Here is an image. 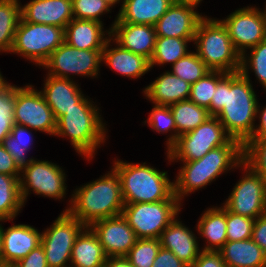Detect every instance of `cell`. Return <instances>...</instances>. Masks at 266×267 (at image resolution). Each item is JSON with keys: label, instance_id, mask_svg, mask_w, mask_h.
Returning a JSON list of instances; mask_svg holds the SVG:
<instances>
[{"label": "cell", "instance_id": "cell-1", "mask_svg": "<svg viewBox=\"0 0 266 267\" xmlns=\"http://www.w3.org/2000/svg\"><path fill=\"white\" fill-rule=\"evenodd\" d=\"M250 76L240 72L226 73L217 84L210 105L226 133L244 145L255 130L258 100Z\"/></svg>", "mask_w": 266, "mask_h": 267}, {"label": "cell", "instance_id": "cell-2", "mask_svg": "<svg viewBox=\"0 0 266 267\" xmlns=\"http://www.w3.org/2000/svg\"><path fill=\"white\" fill-rule=\"evenodd\" d=\"M67 212L85 226L93 222L122 214L124 201L119 173L112 168L99 179L86 183L73 191Z\"/></svg>", "mask_w": 266, "mask_h": 267}, {"label": "cell", "instance_id": "cell-3", "mask_svg": "<svg viewBox=\"0 0 266 267\" xmlns=\"http://www.w3.org/2000/svg\"><path fill=\"white\" fill-rule=\"evenodd\" d=\"M242 162L243 145L235 139L210 150L201 159L183 162L174 180V195L181 202L186 195L204 188L221 174L239 168Z\"/></svg>", "mask_w": 266, "mask_h": 267}, {"label": "cell", "instance_id": "cell-4", "mask_svg": "<svg viewBox=\"0 0 266 267\" xmlns=\"http://www.w3.org/2000/svg\"><path fill=\"white\" fill-rule=\"evenodd\" d=\"M84 97L77 108L66 111L56 120L55 136L69 138L78 154L90 161L106 140V123L100 117L99 107ZM106 129V130H105Z\"/></svg>", "mask_w": 266, "mask_h": 267}, {"label": "cell", "instance_id": "cell-5", "mask_svg": "<svg viewBox=\"0 0 266 267\" xmlns=\"http://www.w3.org/2000/svg\"><path fill=\"white\" fill-rule=\"evenodd\" d=\"M145 164L114 161L112 167L120 176L124 204L154 203L168 200L174 194V182L167 172Z\"/></svg>", "mask_w": 266, "mask_h": 267}, {"label": "cell", "instance_id": "cell-6", "mask_svg": "<svg viewBox=\"0 0 266 267\" xmlns=\"http://www.w3.org/2000/svg\"><path fill=\"white\" fill-rule=\"evenodd\" d=\"M193 42L198 57L211 71H240L241 55L220 20L204 16L197 25Z\"/></svg>", "mask_w": 266, "mask_h": 267}, {"label": "cell", "instance_id": "cell-7", "mask_svg": "<svg viewBox=\"0 0 266 267\" xmlns=\"http://www.w3.org/2000/svg\"><path fill=\"white\" fill-rule=\"evenodd\" d=\"M64 42L65 29L49 24L30 23L20 18L10 53L19 54L42 66Z\"/></svg>", "mask_w": 266, "mask_h": 267}, {"label": "cell", "instance_id": "cell-8", "mask_svg": "<svg viewBox=\"0 0 266 267\" xmlns=\"http://www.w3.org/2000/svg\"><path fill=\"white\" fill-rule=\"evenodd\" d=\"M180 211L181 203L173 194L168 200L154 203L125 204L122 215L138 239H159Z\"/></svg>", "mask_w": 266, "mask_h": 267}, {"label": "cell", "instance_id": "cell-9", "mask_svg": "<svg viewBox=\"0 0 266 267\" xmlns=\"http://www.w3.org/2000/svg\"><path fill=\"white\" fill-rule=\"evenodd\" d=\"M231 139L219 119L211 115L196 129L180 135L167 150V159L170 162L201 159L210 150L226 145Z\"/></svg>", "mask_w": 266, "mask_h": 267}, {"label": "cell", "instance_id": "cell-10", "mask_svg": "<svg viewBox=\"0 0 266 267\" xmlns=\"http://www.w3.org/2000/svg\"><path fill=\"white\" fill-rule=\"evenodd\" d=\"M19 178L20 194L23 203H26L29 192L44 197L63 199L66 196V174L64 170L48 160L35 158L21 169Z\"/></svg>", "mask_w": 266, "mask_h": 267}, {"label": "cell", "instance_id": "cell-11", "mask_svg": "<svg viewBox=\"0 0 266 267\" xmlns=\"http://www.w3.org/2000/svg\"><path fill=\"white\" fill-rule=\"evenodd\" d=\"M85 227L78 219L62 212L53 224L42 232L41 245L48 267H70L72 248Z\"/></svg>", "mask_w": 266, "mask_h": 267}, {"label": "cell", "instance_id": "cell-12", "mask_svg": "<svg viewBox=\"0 0 266 267\" xmlns=\"http://www.w3.org/2000/svg\"><path fill=\"white\" fill-rule=\"evenodd\" d=\"M103 50H80L69 46L66 42L61 44L42 65L49 71L47 75L57 78L71 79L80 75L98 78L102 63Z\"/></svg>", "mask_w": 266, "mask_h": 267}, {"label": "cell", "instance_id": "cell-13", "mask_svg": "<svg viewBox=\"0 0 266 267\" xmlns=\"http://www.w3.org/2000/svg\"><path fill=\"white\" fill-rule=\"evenodd\" d=\"M239 167L246 174L233 187L223 205L230 212L256 219L266 213V181L244 162Z\"/></svg>", "mask_w": 266, "mask_h": 267}, {"label": "cell", "instance_id": "cell-14", "mask_svg": "<svg viewBox=\"0 0 266 267\" xmlns=\"http://www.w3.org/2000/svg\"><path fill=\"white\" fill-rule=\"evenodd\" d=\"M14 121L15 124L55 136L54 113L42 93L35 90L33 85L16 86Z\"/></svg>", "mask_w": 266, "mask_h": 267}, {"label": "cell", "instance_id": "cell-15", "mask_svg": "<svg viewBox=\"0 0 266 267\" xmlns=\"http://www.w3.org/2000/svg\"><path fill=\"white\" fill-rule=\"evenodd\" d=\"M220 21L241 56L266 39V16L256 6L239 8Z\"/></svg>", "mask_w": 266, "mask_h": 267}, {"label": "cell", "instance_id": "cell-16", "mask_svg": "<svg viewBox=\"0 0 266 267\" xmlns=\"http://www.w3.org/2000/svg\"><path fill=\"white\" fill-rule=\"evenodd\" d=\"M89 227L97 235L107 257L125 256L138 239L122 214L97 220Z\"/></svg>", "mask_w": 266, "mask_h": 267}, {"label": "cell", "instance_id": "cell-17", "mask_svg": "<svg viewBox=\"0 0 266 267\" xmlns=\"http://www.w3.org/2000/svg\"><path fill=\"white\" fill-rule=\"evenodd\" d=\"M198 4L174 1L155 23L157 37L194 39L199 21L204 17L195 9Z\"/></svg>", "mask_w": 266, "mask_h": 267}, {"label": "cell", "instance_id": "cell-18", "mask_svg": "<svg viewBox=\"0 0 266 267\" xmlns=\"http://www.w3.org/2000/svg\"><path fill=\"white\" fill-rule=\"evenodd\" d=\"M109 30L111 38L122 48L144 56L150 61L157 37L154 26L113 22Z\"/></svg>", "mask_w": 266, "mask_h": 267}, {"label": "cell", "instance_id": "cell-19", "mask_svg": "<svg viewBox=\"0 0 266 267\" xmlns=\"http://www.w3.org/2000/svg\"><path fill=\"white\" fill-rule=\"evenodd\" d=\"M41 232L27 224H18L2 230V259L13 266L41 244Z\"/></svg>", "mask_w": 266, "mask_h": 267}, {"label": "cell", "instance_id": "cell-20", "mask_svg": "<svg viewBox=\"0 0 266 267\" xmlns=\"http://www.w3.org/2000/svg\"><path fill=\"white\" fill-rule=\"evenodd\" d=\"M21 18L26 22L65 29L74 18L72 0H31L21 5Z\"/></svg>", "mask_w": 266, "mask_h": 267}, {"label": "cell", "instance_id": "cell-21", "mask_svg": "<svg viewBox=\"0 0 266 267\" xmlns=\"http://www.w3.org/2000/svg\"><path fill=\"white\" fill-rule=\"evenodd\" d=\"M44 88L40 91L52 109L56 120L66 111L77 108V104L85 97L73 79L57 78L47 75Z\"/></svg>", "mask_w": 266, "mask_h": 267}, {"label": "cell", "instance_id": "cell-22", "mask_svg": "<svg viewBox=\"0 0 266 267\" xmlns=\"http://www.w3.org/2000/svg\"><path fill=\"white\" fill-rule=\"evenodd\" d=\"M176 218L178 216L163 230L159 238L160 244L191 267L202 250L199 249L194 232Z\"/></svg>", "mask_w": 266, "mask_h": 267}, {"label": "cell", "instance_id": "cell-23", "mask_svg": "<svg viewBox=\"0 0 266 267\" xmlns=\"http://www.w3.org/2000/svg\"><path fill=\"white\" fill-rule=\"evenodd\" d=\"M103 26V23L97 21L73 18L66 25L65 42L80 50H103L111 37V31H105Z\"/></svg>", "mask_w": 266, "mask_h": 267}, {"label": "cell", "instance_id": "cell-24", "mask_svg": "<svg viewBox=\"0 0 266 267\" xmlns=\"http://www.w3.org/2000/svg\"><path fill=\"white\" fill-rule=\"evenodd\" d=\"M112 41V42H111ZM115 43V47L110 48ZM102 62L119 75L132 79L140 78L150 71V62L144 56L135 54L130 50L122 48L111 37L105 43L102 51Z\"/></svg>", "mask_w": 266, "mask_h": 267}, {"label": "cell", "instance_id": "cell-25", "mask_svg": "<svg viewBox=\"0 0 266 267\" xmlns=\"http://www.w3.org/2000/svg\"><path fill=\"white\" fill-rule=\"evenodd\" d=\"M191 85L172 74L165 71L151 82L143 90L146 99L155 105L170 106L177 102L188 100L190 96Z\"/></svg>", "mask_w": 266, "mask_h": 267}, {"label": "cell", "instance_id": "cell-26", "mask_svg": "<svg viewBox=\"0 0 266 267\" xmlns=\"http://www.w3.org/2000/svg\"><path fill=\"white\" fill-rule=\"evenodd\" d=\"M175 0H124L114 22L154 26Z\"/></svg>", "mask_w": 266, "mask_h": 267}, {"label": "cell", "instance_id": "cell-27", "mask_svg": "<svg viewBox=\"0 0 266 267\" xmlns=\"http://www.w3.org/2000/svg\"><path fill=\"white\" fill-rule=\"evenodd\" d=\"M218 252L227 267H266V253L252 239L227 241Z\"/></svg>", "mask_w": 266, "mask_h": 267}, {"label": "cell", "instance_id": "cell-28", "mask_svg": "<svg viewBox=\"0 0 266 267\" xmlns=\"http://www.w3.org/2000/svg\"><path fill=\"white\" fill-rule=\"evenodd\" d=\"M197 232L207 243L203 251H219L227 240L226 207L208 208L200 217ZM207 241V242H206Z\"/></svg>", "mask_w": 266, "mask_h": 267}, {"label": "cell", "instance_id": "cell-29", "mask_svg": "<svg viewBox=\"0 0 266 267\" xmlns=\"http://www.w3.org/2000/svg\"><path fill=\"white\" fill-rule=\"evenodd\" d=\"M106 259L97 235L86 226L75 240L70 267H104Z\"/></svg>", "mask_w": 266, "mask_h": 267}, {"label": "cell", "instance_id": "cell-30", "mask_svg": "<svg viewBox=\"0 0 266 267\" xmlns=\"http://www.w3.org/2000/svg\"><path fill=\"white\" fill-rule=\"evenodd\" d=\"M169 107L175 120L177 138L196 129L211 116L206 108L193 103L189 99L177 102Z\"/></svg>", "mask_w": 266, "mask_h": 267}, {"label": "cell", "instance_id": "cell-31", "mask_svg": "<svg viewBox=\"0 0 266 267\" xmlns=\"http://www.w3.org/2000/svg\"><path fill=\"white\" fill-rule=\"evenodd\" d=\"M20 176L0 173V220H13L24 207L20 194Z\"/></svg>", "mask_w": 266, "mask_h": 267}, {"label": "cell", "instance_id": "cell-32", "mask_svg": "<svg viewBox=\"0 0 266 267\" xmlns=\"http://www.w3.org/2000/svg\"><path fill=\"white\" fill-rule=\"evenodd\" d=\"M194 39H183L177 37H156L155 48L150 59V68L155 65L176 63L180 58L186 56L190 51L187 49L188 42Z\"/></svg>", "mask_w": 266, "mask_h": 267}, {"label": "cell", "instance_id": "cell-33", "mask_svg": "<svg viewBox=\"0 0 266 267\" xmlns=\"http://www.w3.org/2000/svg\"><path fill=\"white\" fill-rule=\"evenodd\" d=\"M20 18L19 0H0V52L10 53Z\"/></svg>", "mask_w": 266, "mask_h": 267}, {"label": "cell", "instance_id": "cell-34", "mask_svg": "<svg viewBox=\"0 0 266 267\" xmlns=\"http://www.w3.org/2000/svg\"><path fill=\"white\" fill-rule=\"evenodd\" d=\"M33 135L30 128L14 124L10 134L3 140L4 148L10 153L17 166L22 169L34 158L27 159V153L33 145Z\"/></svg>", "mask_w": 266, "mask_h": 267}, {"label": "cell", "instance_id": "cell-35", "mask_svg": "<svg viewBox=\"0 0 266 267\" xmlns=\"http://www.w3.org/2000/svg\"><path fill=\"white\" fill-rule=\"evenodd\" d=\"M226 74L222 71H210L191 85L189 100L204 107L210 114V105L215 94L218 81Z\"/></svg>", "mask_w": 266, "mask_h": 267}, {"label": "cell", "instance_id": "cell-36", "mask_svg": "<svg viewBox=\"0 0 266 267\" xmlns=\"http://www.w3.org/2000/svg\"><path fill=\"white\" fill-rule=\"evenodd\" d=\"M172 74L185 80L190 85L204 77L211 70L198 57L196 52H189L172 65Z\"/></svg>", "mask_w": 266, "mask_h": 267}, {"label": "cell", "instance_id": "cell-37", "mask_svg": "<svg viewBox=\"0 0 266 267\" xmlns=\"http://www.w3.org/2000/svg\"><path fill=\"white\" fill-rule=\"evenodd\" d=\"M250 55L241 56L240 73L249 76V70L255 73L256 79L266 91V39L250 49Z\"/></svg>", "mask_w": 266, "mask_h": 267}, {"label": "cell", "instance_id": "cell-38", "mask_svg": "<svg viewBox=\"0 0 266 267\" xmlns=\"http://www.w3.org/2000/svg\"><path fill=\"white\" fill-rule=\"evenodd\" d=\"M144 123L148 124L153 131L157 133H167L173 132L172 135H168L169 138L166 141L167 150L176 142L177 140V130L175 125V120L171 113L169 106H160L155 105L152 108V111L149 113V117Z\"/></svg>", "mask_w": 266, "mask_h": 267}, {"label": "cell", "instance_id": "cell-39", "mask_svg": "<svg viewBox=\"0 0 266 267\" xmlns=\"http://www.w3.org/2000/svg\"><path fill=\"white\" fill-rule=\"evenodd\" d=\"M160 247L159 239H137L125 258L133 267H152Z\"/></svg>", "mask_w": 266, "mask_h": 267}, {"label": "cell", "instance_id": "cell-40", "mask_svg": "<svg viewBox=\"0 0 266 267\" xmlns=\"http://www.w3.org/2000/svg\"><path fill=\"white\" fill-rule=\"evenodd\" d=\"M243 162L266 181V138H250L243 145Z\"/></svg>", "mask_w": 266, "mask_h": 267}, {"label": "cell", "instance_id": "cell-41", "mask_svg": "<svg viewBox=\"0 0 266 267\" xmlns=\"http://www.w3.org/2000/svg\"><path fill=\"white\" fill-rule=\"evenodd\" d=\"M255 219L235 214L226 208L227 240L240 241L252 237Z\"/></svg>", "mask_w": 266, "mask_h": 267}, {"label": "cell", "instance_id": "cell-42", "mask_svg": "<svg viewBox=\"0 0 266 267\" xmlns=\"http://www.w3.org/2000/svg\"><path fill=\"white\" fill-rule=\"evenodd\" d=\"M73 17L103 23L101 15L111 13V7L104 0H72Z\"/></svg>", "mask_w": 266, "mask_h": 267}, {"label": "cell", "instance_id": "cell-43", "mask_svg": "<svg viewBox=\"0 0 266 267\" xmlns=\"http://www.w3.org/2000/svg\"><path fill=\"white\" fill-rule=\"evenodd\" d=\"M16 85L6 82L0 86V114H14Z\"/></svg>", "mask_w": 266, "mask_h": 267}, {"label": "cell", "instance_id": "cell-44", "mask_svg": "<svg viewBox=\"0 0 266 267\" xmlns=\"http://www.w3.org/2000/svg\"><path fill=\"white\" fill-rule=\"evenodd\" d=\"M13 267H48L43 246L40 244L27 256L20 259Z\"/></svg>", "mask_w": 266, "mask_h": 267}, {"label": "cell", "instance_id": "cell-45", "mask_svg": "<svg viewBox=\"0 0 266 267\" xmlns=\"http://www.w3.org/2000/svg\"><path fill=\"white\" fill-rule=\"evenodd\" d=\"M191 267H227L218 251H201Z\"/></svg>", "mask_w": 266, "mask_h": 267}, {"label": "cell", "instance_id": "cell-46", "mask_svg": "<svg viewBox=\"0 0 266 267\" xmlns=\"http://www.w3.org/2000/svg\"><path fill=\"white\" fill-rule=\"evenodd\" d=\"M152 267H188L170 250L160 247Z\"/></svg>", "mask_w": 266, "mask_h": 267}, {"label": "cell", "instance_id": "cell-47", "mask_svg": "<svg viewBox=\"0 0 266 267\" xmlns=\"http://www.w3.org/2000/svg\"><path fill=\"white\" fill-rule=\"evenodd\" d=\"M0 173L12 176H20L21 169L14 162L10 153L0 144Z\"/></svg>", "mask_w": 266, "mask_h": 267}, {"label": "cell", "instance_id": "cell-48", "mask_svg": "<svg viewBox=\"0 0 266 267\" xmlns=\"http://www.w3.org/2000/svg\"><path fill=\"white\" fill-rule=\"evenodd\" d=\"M251 239L266 253V213L255 219Z\"/></svg>", "mask_w": 266, "mask_h": 267}, {"label": "cell", "instance_id": "cell-49", "mask_svg": "<svg viewBox=\"0 0 266 267\" xmlns=\"http://www.w3.org/2000/svg\"><path fill=\"white\" fill-rule=\"evenodd\" d=\"M256 117H259V124L256 123L252 138H266V106L263 107V110L260 108V104L257 106Z\"/></svg>", "mask_w": 266, "mask_h": 267}, {"label": "cell", "instance_id": "cell-50", "mask_svg": "<svg viewBox=\"0 0 266 267\" xmlns=\"http://www.w3.org/2000/svg\"><path fill=\"white\" fill-rule=\"evenodd\" d=\"M14 124V114H0V144L10 134Z\"/></svg>", "mask_w": 266, "mask_h": 267}, {"label": "cell", "instance_id": "cell-51", "mask_svg": "<svg viewBox=\"0 0 266 267\" xmlns=\"http://www.w3.org/2000/svg\"><path fill=\"white\" fill-rule=\"evenodd\" d=\"M104 267H133L125 256L107 257Z\"/></svg>", "mask_w": 266, "mask_h": 267}, {"label": "cell", "instance_id": "cell-52", "mask_svg": "<svg viewBox=\"0 0 266 267\" xmlns=\"http://www.w3.org/2000/svg\"><path fill=\"white\" fill-rule=\"evenodd\" d=\"M4 220H0V222L2 223ZM0 223V264H4L3 263V259H2V230H3V226Z\"/></svg>", "mask_w": 266, "mask_h": 267}, {"label": "cell", "instance_id": "cell-53", "mask_svg": "<svg viewBox=\"0 0 266 267\" xmlns=\"http://www.w3.org/2000/svg\"><path fill=\"white\" fill-rule=\"evenodd\" d=\"M111 8L114 6V5H116V4H118L119 2H120V0H104ZM121 2H122V5H123V2H124V0H121Z\"/></svg>", "mask_w": 266, "mask_h": 267}, {"label": "cell", "instance_id": "cell-54", "mask_svg": "<svg viewBox=\"0 0 266 267\" xmlns=\"http://www.w3.org/2000/svg\"><path fill=\"white\" fill-rule=\"evenodd\" d=\"M178 2H190V3H195V4H200L202 0H175Z\"/></svg>", "mask_w": 266, "mask_h": 267}, {"label": "cell", "instance_id": "cell-55", "mask_svg": "<svg viewBox=\"0 0 266 267\" xmlns=\"http://www.w3.org/2000/svg\"><path fill=\"white\" fill-rule=\"evenodd\" d=\"M5 83H6V80H4V78H3V76H2V74L0 72V86H2Z\"/></svg>", "mask_w": 266, "mask_h": 267}, {"label": "cell", "instance_id": "cell-56", "mask_svg": "<svg viewBox=\"0 0 266 267\" xmlns=\"http://www.w3.org/2000/svg\"><path fill=\"white\" fill-rule=\"evenodd\" d=\"M0 267H7L6 265H4V264H0Z\"/></svg>", "mask_w": 266, "mask_h": 267}]
</instances>
